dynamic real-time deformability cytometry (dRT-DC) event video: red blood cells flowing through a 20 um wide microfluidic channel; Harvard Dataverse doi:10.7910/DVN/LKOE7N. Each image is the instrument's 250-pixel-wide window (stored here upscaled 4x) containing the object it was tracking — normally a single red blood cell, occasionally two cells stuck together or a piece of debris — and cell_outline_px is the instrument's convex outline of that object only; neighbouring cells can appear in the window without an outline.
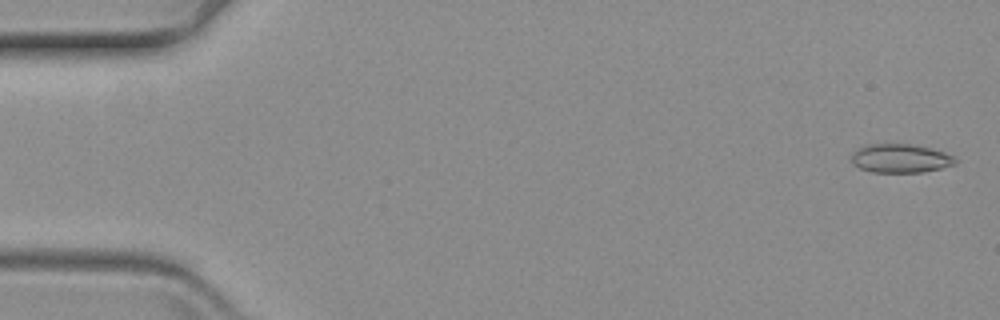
{"species": "common noctule bat (a hibernating species)", "species_latin": "Nyctalus noctula", "temperature_condition": "warm", "stored_images_in_passage": 59, "camera_frame_rate_fps": 3000, "um_per_image_px": 0.085, "animal": {"sex": "female", "body_mass_g": 19.3, "forearm_length_mm": 54.1}, "frame": {"image": 1, "passage_image": 1, "time_ms": 0.0, "image_size_px": [1000, 320], "cell_outline_px": [[956, 164], [940, 168], [920, 172], [872, 172], [860, 168], [852, 160], [852, 156], [860, 148], [868, 144], [912, 144], [944, 152], [952, 156], [956, 160]], "centroid_in_image_um": [76.56, 13.46], "position_along_channel_um": 8.4, "area_um2": 16.94}}
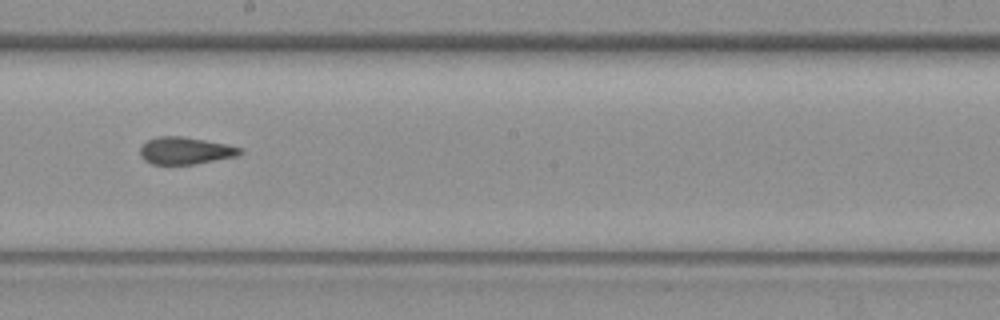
{"frame": {"image": 2, "passage_image": 33, "time_ms": 10.667, "image_size_px": [1000, 320], "cell_outline_px": [[244, 152], [236, 156], [192, 164], [152, 164], [144, 160], [140, 156], [140, 148], [148, 140], [156, 136], [184, 136], [228, 144], [244, 148]], "centroid_in_image_um": [15.77, 12.79], "position_along_channel_um": 232.4, "area_um2": 15.9}}
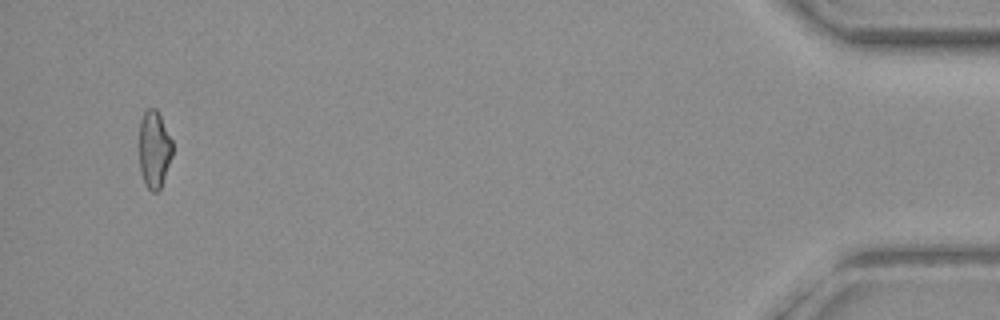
{"frame": {"image": 3, "passage_image": 57, "time_ms": 18.667, "image_size_px": [1000, 320], "cell_outline_px": [[172, 156], [160, 188], [156, 192], [152, 192], [144, 184], [140, 172], [140, 120], [144, 112], [148, 108], [156, 108], [172, 140]], "centroid_in_image_um": [13.1, 12.7], "position_along_channel_um": 422.1, "area_um2": 14.85}}